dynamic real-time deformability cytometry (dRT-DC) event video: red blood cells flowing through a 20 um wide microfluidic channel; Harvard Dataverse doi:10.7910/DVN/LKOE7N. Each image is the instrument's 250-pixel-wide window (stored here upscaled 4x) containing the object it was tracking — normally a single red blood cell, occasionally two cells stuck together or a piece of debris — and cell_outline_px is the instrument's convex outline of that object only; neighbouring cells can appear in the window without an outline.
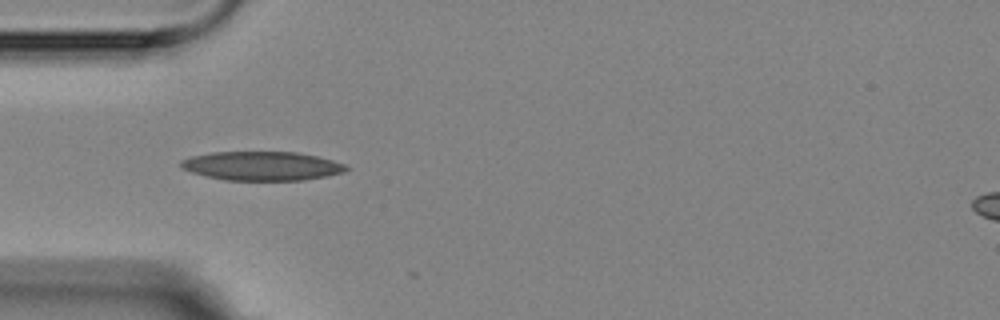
{"species": "Egyptian fruit bat (a non-hibernating species)", "species_latin": "Rousettus aegyptiacus", "temperature_condition": "room temperature", "stored_images_in_passage": 7, "camera_frame_rate_fps": 3000, "um_per_image_px": 0.085, "animal": {"sex": "female"}, "frame": {"image": 1, "passage_image": 4, "time_ms": 3.333, "image_size_px": [1000, 320], "cell_outline_px": [[348, 168], [344, 172], [328, 176], [304, 180], [224, 180], [192, 172], [184, 168], [180, 164], [180, 160], [192, 156], [212, 152], [296, 152], [316, 156], [332, 160], [344, 164]], "centroid_in_image_um": [22.28, 14.1], "position_along_channel_um": 62.7, "area_um2": 27.69}}
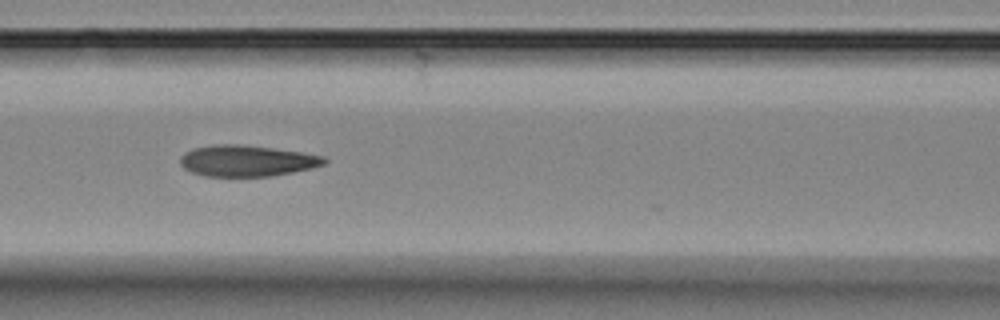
{"frame": {"image": 2, "passage_image": 6, "time_ms": 5.667, "image_size_px": [1000, 320], "cell_outline_px": [[328, 160], [324, 164], [312, 168], [272, 176], [204, 176], [192, 172], [184, 168], [180, 164], [180, 156], [184, 152], [192, 148], [212, 144], [240, 144], [272, 148], [300, 152], [324, 156]], "centroid_in_image_um": [20.95, 13.66], "position_along_channel_um": 145.7, "area_um2": 26.24}}
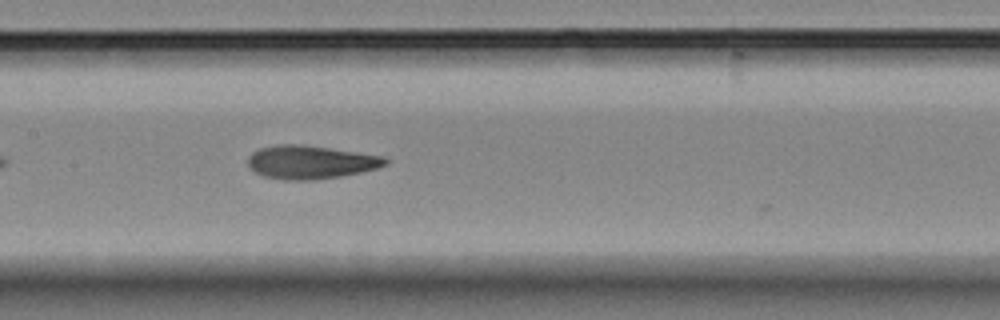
{"frame": {"image": 3, "passage_image": 7, "time_ms": 6.667, "image_size_px": [1000, 320], "cell_outline_px": [[388, 164], [376, 168], [360, 172], [340, 176], [312, 180], [284, 180], [264, 176], [256, 172], [248, 164], [248, 156], [252, 152], [260, 148], [280, 144], [300, 144], [384, 156], [388, 160]], "centroid_in_image_um": [26.39, 13.78], "position_along_channel_um": 181.0, "area_um2": 26.47}}